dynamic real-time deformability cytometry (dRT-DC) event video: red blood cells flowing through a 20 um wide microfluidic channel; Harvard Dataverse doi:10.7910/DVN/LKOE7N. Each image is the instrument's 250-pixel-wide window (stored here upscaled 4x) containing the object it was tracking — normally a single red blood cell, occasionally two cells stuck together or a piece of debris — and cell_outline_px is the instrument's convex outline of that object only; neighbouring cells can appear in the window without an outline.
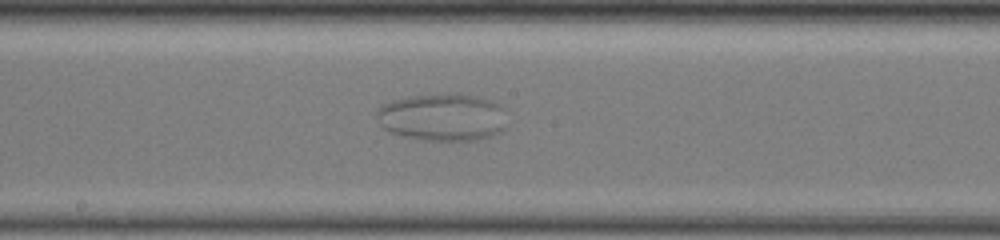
{"species": "common noctule bat (a hibernating species)", "species_latin": "Nyctalus noctula", "temperature_condition": "warm", "stored_images_in_passage": 46, "camera_frame_rate_fps": 3000, "um_per_image_px": 0.085, "animal": {"sex": "female", "body_mass_g": 19.5, "forearm_length_mm": 54.1}, "frame": {"image": 1, "passage_image": 19, "time_ms": 6.0, "image_size_px": [1000, 240], "cell_outline_px": [[500, 132], [492, 136], [476, 140], [416, 140], [392, 132], [384, 128], [380, 112], [380, 108], [384, 104], [392, 100], [408, 96], [476, 96], [492, 100], [500, 108]], "centroid_in_image_um": [37.57, 10.0], "position_along_channel_um": 210.6, "area_um2": 34.16}}
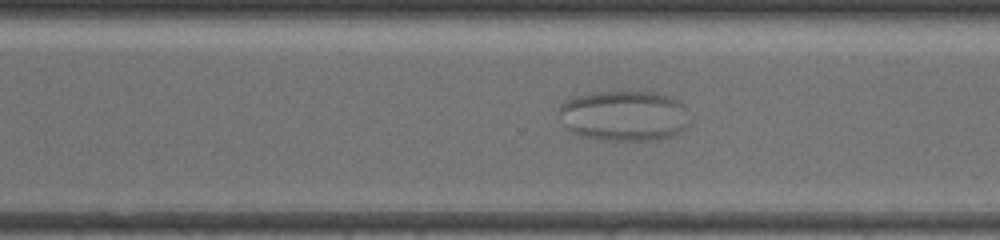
{"frame": {"image": 2, "passage_image": 29, "time_ms": 9.333, "image_size_px": [1000, 240], "cell_outline_px": [[684, 104], [680, 128], [672, 136], [660, 140], [604, 140], [580, 136], [568, 128], [564, 124], [560, 112], [560, 104], [576, 96], [612, 88], [660, 92], [680, 100]], "centroid_in_image_um": [52.97, 9.77], "position_along_channel_um": 317.6, "area_um2": 38.49}}
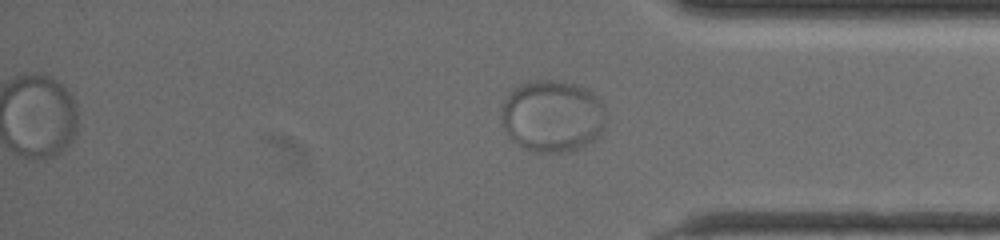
{"frame": {"image": 3, "passage_image": 36, "time_ms": 11.667, "image_size_px": [1000, 240], "cell_outline_px": [[604, 128], [592, 140], [572, 152], [536, 152], [524, 148], [512, 140], [504, 124], [504, 100], [508, 92], [520, 84], [528, 80], [560, 80], [576, 84], [588, 88], [600, 100]], "centroid_in_image_um": [46.94, 9.84], "position_along_channel_um": 388.3, "area_um2": 43.35}}